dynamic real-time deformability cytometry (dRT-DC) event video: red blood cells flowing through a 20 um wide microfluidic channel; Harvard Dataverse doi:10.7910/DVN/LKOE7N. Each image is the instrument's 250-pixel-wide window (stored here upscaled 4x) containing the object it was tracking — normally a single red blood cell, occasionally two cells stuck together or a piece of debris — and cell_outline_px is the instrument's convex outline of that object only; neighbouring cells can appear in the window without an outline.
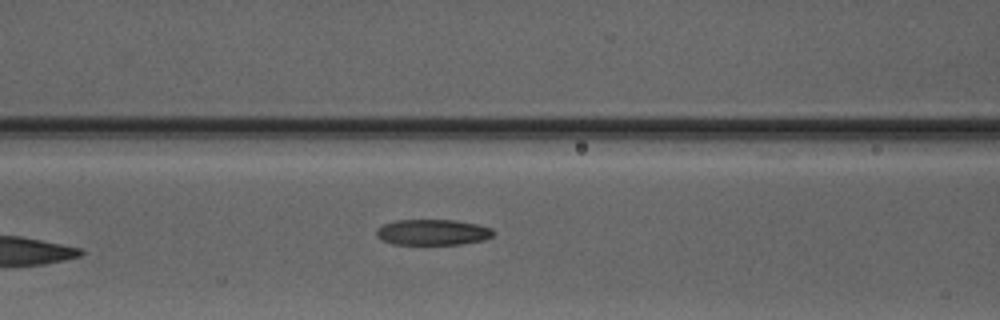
{"species": "Egyptian fruit bat (a non-hibernating species)", "species_latin": "Rousettus aegyptiacus", "temperature_condition": "warm", "stored_images_in_passage": 8, "camera_frame_rate_fps": 3000, "um_per_image_px": 0.085, "animal": {"sex": "male"}, "frame": {"image": 1, "passage_image": 8, "time_ms": 9.333, "image_size_px": [1000, 320], "cell_outline_px": [[496, 232], [492, 236], [484, 240], [464, 244], [392, 244], [376, 236], [376, 228], [384, 224], [396, 220], [456, 220], [476, 224], [492, 228]], "centroid_in_image_um": [36.8, 19.74], "position_along_channel_um": 129.8, "area_um2": 17.63}}